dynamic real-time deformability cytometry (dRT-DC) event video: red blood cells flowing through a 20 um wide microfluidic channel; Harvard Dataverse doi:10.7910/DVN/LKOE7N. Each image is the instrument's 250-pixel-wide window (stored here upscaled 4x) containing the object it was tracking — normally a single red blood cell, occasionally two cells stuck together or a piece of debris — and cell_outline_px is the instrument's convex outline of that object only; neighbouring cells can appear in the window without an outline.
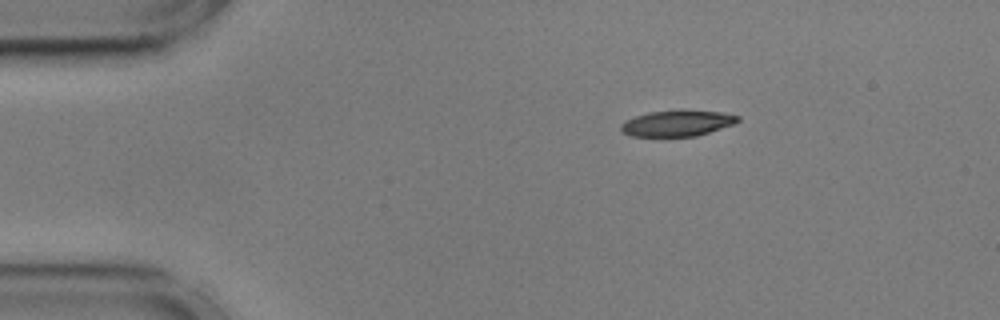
{"species": "common noctule bat (a hibernating species)", "species_latin": "Nyctalus noctula", "temperature_condition": "cold", "stored_images_in_passage": 47, "camera_frame_rate_fps": 3000, "um_per_image_px": 0.085, "animal": {"sex": "male", "body_mass_g": 17.9, "forearm_length_mm": 54.2}, "frame": {"image": 1, "passage_image": 1, "time_ms": 0.0, "image_size_px": [1000, 320], "cell_outline_px": [[740, 120], [736, 124], [696, 136], [628, 136], [620, 128], [620, 124], [636, 116], [648, 112], [720, 112], [740, 116]], "centroid_in_image_um": [57.58, 10.51], "position_along_channel_um": 27.4, "area_um2": 17.05}}
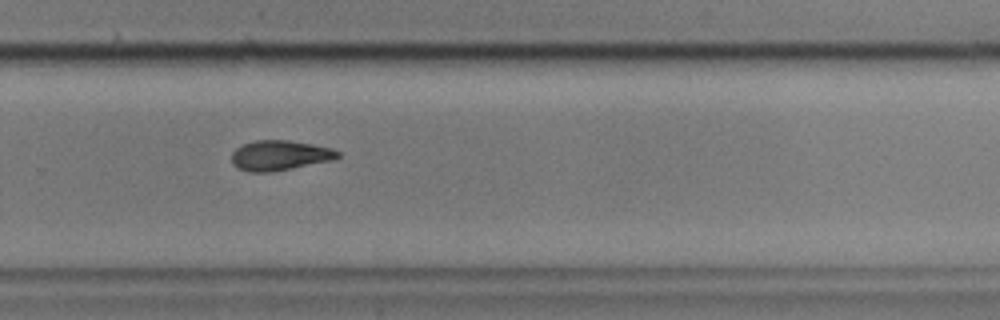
{"frame": {"image": 2, "passage_image": 29, "time_ms": 9.333, "image_size_px": [1000, 320], "cell_outline_px": [[340, 156], [332, 160], [272, 172], [248, 172], [236, 168], [232, 164], [232, 152], [236, 148], [244, 144], [256, 140], [288, 140], [312, 144], [332, 148], [340, 152]], "centroid_in_image_um": [23.76, 13.21], "position_along_channel_um": 306.0, "area_um2": 18.61}}
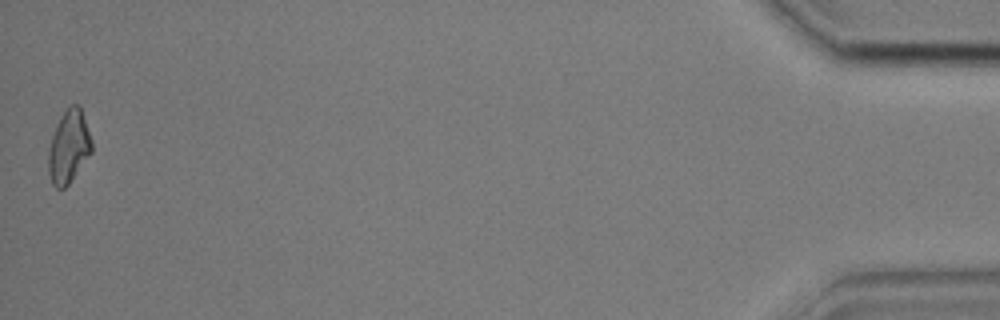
{"frame": {"image": 3, "passage_image": 47, "time_ms": 15.333, "image_size_px": [1000, 320], "cell_outline_px": [[92, 152], [68, 184], [64, 188], [56, 188], [52, 184], [48, 172], [48, 148], [52, 136], [60, 116], [72, 104], [80, 104], [92, 140]], "centroid_in_image_um": [5.84, 12.46], "position_along_channel_um": 429.4, "area_um2": 18.38}, "authors_computed_cell_mechanics": {"area_um2": 18.6694, "velocity_mm_per_s": 3.5936, "shape_relaxation_time_tau1_ms": 6.463, "shape_relaxation_time_tau2_ms": null, "deformation_change_tau1": 0.178, "deformation_change_tau2": null}}